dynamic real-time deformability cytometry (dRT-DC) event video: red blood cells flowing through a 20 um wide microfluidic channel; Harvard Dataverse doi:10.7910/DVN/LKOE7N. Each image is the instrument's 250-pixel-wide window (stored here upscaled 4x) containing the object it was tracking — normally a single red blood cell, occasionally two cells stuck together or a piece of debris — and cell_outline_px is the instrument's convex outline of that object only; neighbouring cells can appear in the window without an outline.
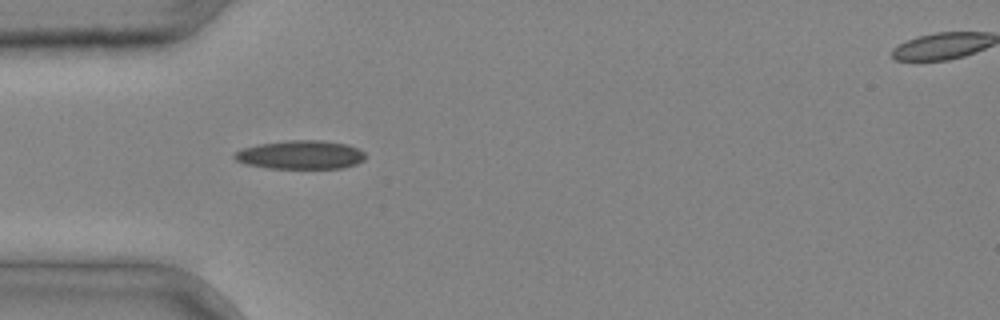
{"species": "common noctule bat (a hibernating species)", "species_latin": "Nyctalus noctula", "temperature_condition": "cold", "stored_images_in_passage": 5, "segment_of_instrument_passage": [1, 2], "camera_frame_rate_fps": 3000, "um_per_image_px": 0.085, "animal": {"sex": "male", "body_mass_g": 20.4}, "frame": {"image": 1, "passage_image": 4, "time_ms": 1.0, "image_size_px": [1000, 320], "cell_outline_px": [[364, 160], [356, 164], [344, 168], [268, 168], [244, 164], [236, 160], [232, 156], [232, 152], [240, 148], [260, 144], [288, 140], [324, 140], [348, 144], [364, 152]], "centroid_in_image_um": [25.5, 13.15], "position_along_channel_um": 59.5, "area_um2": 22.08}}